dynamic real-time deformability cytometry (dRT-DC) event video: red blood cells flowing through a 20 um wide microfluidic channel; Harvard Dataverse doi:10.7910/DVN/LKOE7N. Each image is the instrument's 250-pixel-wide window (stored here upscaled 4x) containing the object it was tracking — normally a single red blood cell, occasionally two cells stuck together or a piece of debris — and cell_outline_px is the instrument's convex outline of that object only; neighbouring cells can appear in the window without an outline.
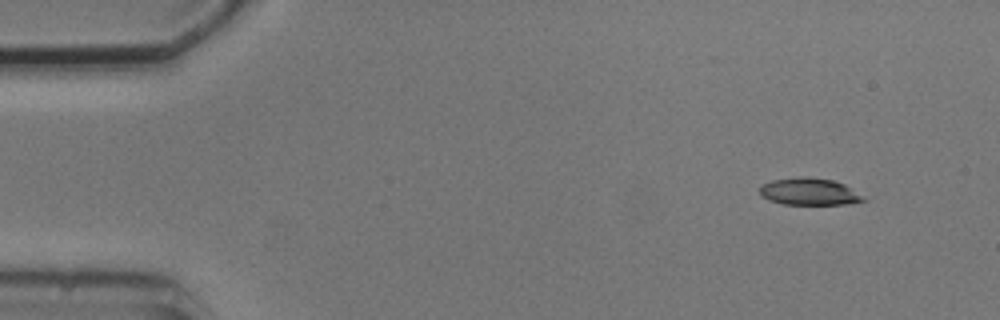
{"species": "common noctule bat (a hibernating species)", "species_latin": "Nyctalus noctula", "temperature_condition": "cold", "stored_images_in_passage": 4, "camera_frame_rate_fps": 3000, "um_per_image_px": 0.085, "animal": {"sex": "male", "body_mass_g": 20.5, "forearm_length_mm": 52.5}, "frame": {"image": 1, "passage_image": 1, "time_ms": 0.0, "image_size_px": [1000, 320], "cell_outline_px": [[868, 200], [844, 204], [784, 204], [768, 200], [760, 196], [760, 184], [772, 180], [796, 176], [804, 176], [832, 180], [844, 184], [864, 196]], "centroid_in_image_um": [68.75, 16.28], "position_along_channel_um": 16.2, "area_um2": 16.47}}
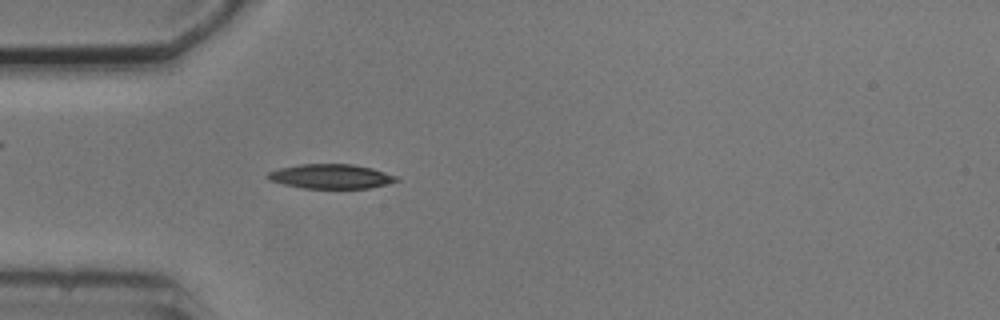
{"frame": {"image": 2, "passage_image": 4, "time_ms": 3.667, "image_size_px": [1000, 320], "cell_outline_px": [[400, 180], [368, 188], [304, 188], [284, 184], [268, 180], [264, 176], [268, 172], [280, 168], [300, 164], [352, 164], [372, 168], [400, 176]], "centroid_in_image_um": [28.12, 14.98], "position_along_channel_um": 56.9, "area_um2": 18.38}}